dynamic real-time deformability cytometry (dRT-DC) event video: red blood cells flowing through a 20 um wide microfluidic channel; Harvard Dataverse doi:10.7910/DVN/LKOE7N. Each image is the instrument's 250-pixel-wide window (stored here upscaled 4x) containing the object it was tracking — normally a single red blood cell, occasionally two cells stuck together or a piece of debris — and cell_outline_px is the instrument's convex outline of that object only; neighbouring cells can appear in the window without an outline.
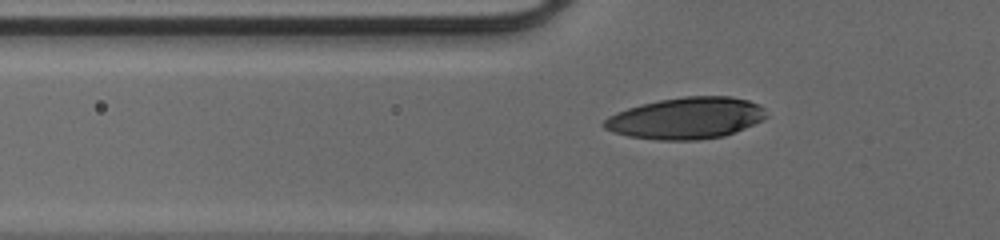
{"species": "human", "species_latin": "Homo sapiens", "temperature_condition": "cold", "stored_images_in_passage": 33, "camera_frame_rate_fps": 3000, "um_per_image_px": 0.085, "donor": {"sex": "male"}, "frame": {"image": 1, "passage_image": 5, "time_ms": 1.333, "image_size_px": [1000, 240], "cell_outline_px": [[768, 116], [764, 120], [724, 136], [700, 140], [656, 140], [628, 136], [612, 132], [604, 128], [600, 124], [608, 116], [616, 112], [640, 104], [660, 100], [684, 96], [732, 96], [748, 100], [760, 104], [764, 108]], "centroid_in_image_um": [58.32, 10.04], "position_along_channel_um": 67.5, "area_um2": 39.65}}
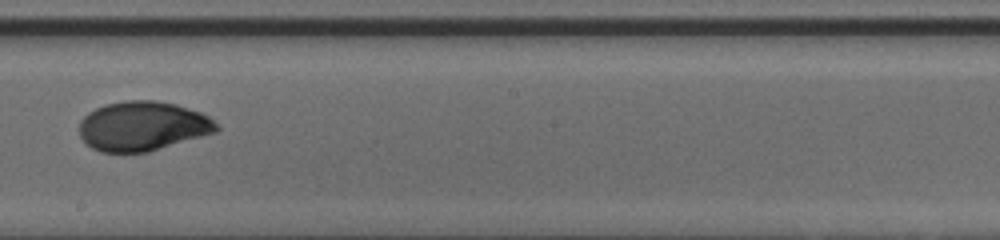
{"frame": {"image": 2, "passage_image": 17, "time_ms": 5.333, "image_size_px": [1000, 240], "cell_outline_px": [[220, 128], [216, 132], [148, 152], [100, 152], [92, 148], [80, 136], [80, 120], [88, 112], [104, 104], [128, 100], [156, 100], [176, 104], [200, 112], [208, 116]], "centroid_in_image_um": [12.11, 10.71], "position_along_channel_um": 236.1, "area_um2": 39.48}}
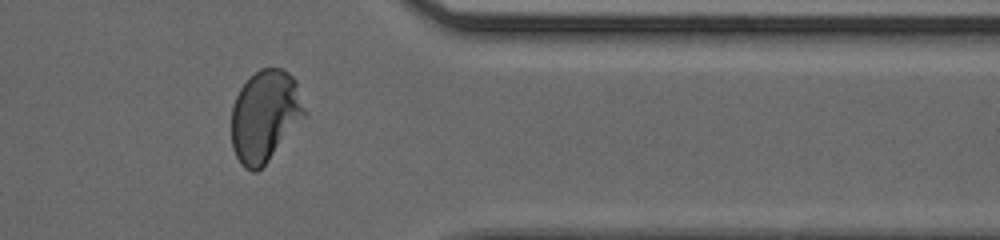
{"frame": {"image": 3, "passage_image": 28, "time_ms": 9.0, "image_size_px": [1000, 240], "cell_outline_px": [[304, 116], [268, 160], [256, 172], [252, 172], [244, 168], [240, 164], [232, 148], [232, 108], [236, 96], [240, 88], [260, 68], [284, 68], [296, 80], [304, 112]], "centroid_in_image_um": [22.48, 9.85], "position_along_channel_um": 388.9, "area_um2": 38.26}}